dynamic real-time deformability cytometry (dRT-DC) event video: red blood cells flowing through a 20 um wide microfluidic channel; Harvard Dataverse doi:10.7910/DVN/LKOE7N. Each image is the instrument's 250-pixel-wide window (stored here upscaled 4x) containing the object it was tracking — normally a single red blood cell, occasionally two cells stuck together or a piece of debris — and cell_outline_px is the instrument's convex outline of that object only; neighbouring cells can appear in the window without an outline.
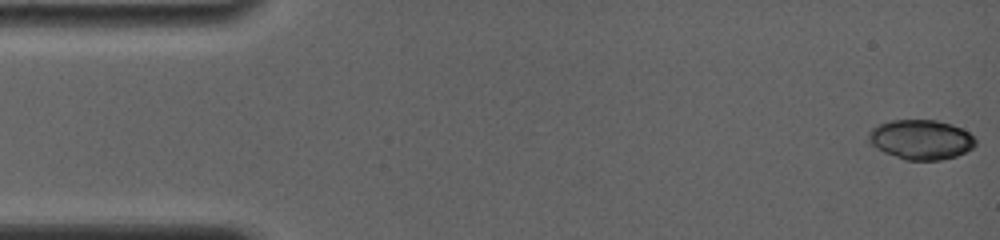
{"species": "common noctule bat (a hibernating species)", "species_latin": "Nyctalus noctula", "temperature_condition": "room temperature", "stored_images_in_passage": 17, "camera_frame_rate_fps": 4000, "um_per_image_px": 0.085, "animal": {"sex": "female", "body_mass_g": 19.0, "forearm_length_mm": 56.7}, "frame": {"image": 1, "passage_image": 1, "time_ms": 0.0, "image_size_px": [1000, 240], "cell_outline_px": [[976, 144], [972, 148], [956, 156], [940, 160], [904, 160], [884, 152], [876, 148], [868, 140], [868, 132], [872, 128], [880, 124], [892, 120], [936, 120], [952, 124], [968, 132], [976, 140]], "centroid_in_image_um": [78.27, 11.86], "position_along_channel_um": 6.7, "area_um2": 24.68}}
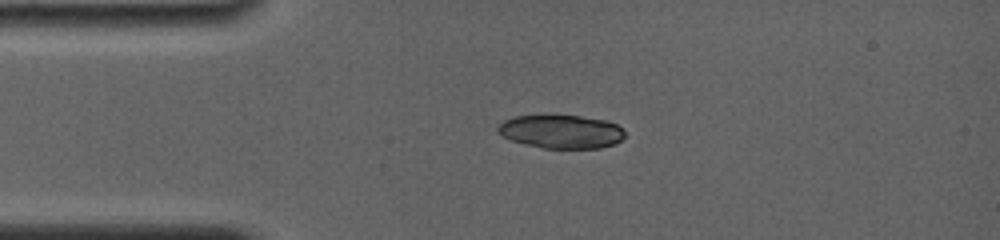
{"frame": {"image": 2, "passage_image": 13, "time_ms": 3.5, "image_size_px": [1000, 240], "cell_outline_px": [[624, 136], [616, 144], [600, 148], [544, 148], [524, 144], [512, 140], [496, 132], [496, 128], [504, 120], [512, 116], [580, 116], [604, 120], [616, 124], [624, 128]], "centroid_in_image_um": [47.7, 11.19], "position_along_channel_um": 37.3, "area_um2": 24.68}}